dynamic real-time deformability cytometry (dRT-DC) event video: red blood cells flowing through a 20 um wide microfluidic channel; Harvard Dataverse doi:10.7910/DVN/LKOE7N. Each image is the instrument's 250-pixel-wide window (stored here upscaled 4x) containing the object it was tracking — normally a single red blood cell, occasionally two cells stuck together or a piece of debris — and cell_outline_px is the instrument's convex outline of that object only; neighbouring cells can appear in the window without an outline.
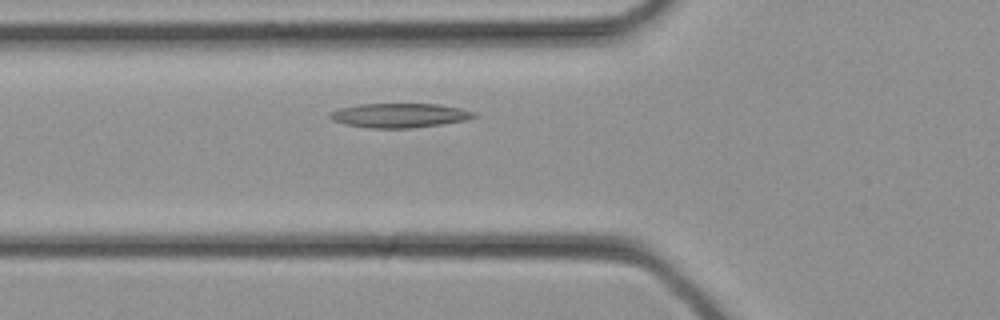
{"species": "common noctule bat (a hibernating species)", "species_latin": "Nyctalus noctula", "temperature_condition": "cold", "stored_images_in_passage": 27, "camera_frame_rate_fps": 3000, "um_per_image_px": 0.085, "animal": {"sex": "female", "body_mass_g": 21.9}, "frame": {"image": 1, "passage_image": 6, "time_ms": 1.667, "image_size_px": [1000, 320], "cell_outline_px": [[476, 116], [464, 120], [440, 124], [412, 128], [368, 128], [344, 124], [332, 120], [328, 116], [328, 112], [340, 108], [360, 104], [440, 104], [460, 108], [476, 112]], "centroid_in_image_um": [33.91, 9.81], "position_along_channel_um": 91.9, "area_um2": 20.4}}
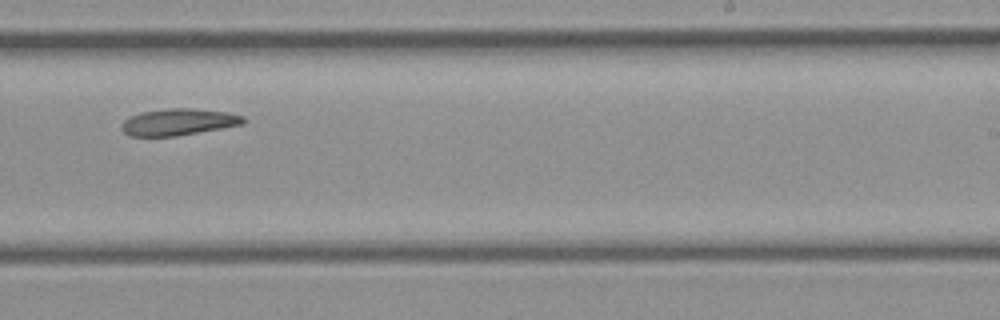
{"frame": {"image": 2, "passage_image": 15, "time_ms": 4.667, "image_size_px": [1000, 320], "cell_outline_px": [[248, 120], [244, 124], [176, 136], [128, 136], [120, 128], [120, 124], [124, 120], [140, 112], [168, 108], [192, 108], [228, 112], [244, 116]], "centroid_in_image_um": [15.18, 10.36], "position_along_channel_um": 273.8, "area_um2": 19.07}}
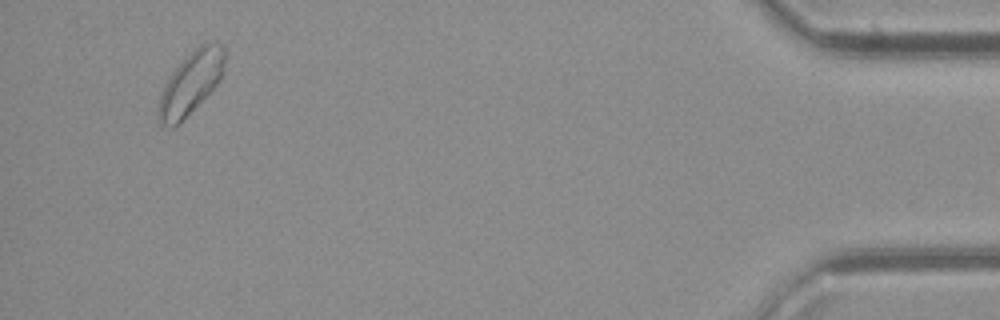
{"frame": {"image": 3, "passage_image": 26, "time_ms": 8.333, "image_size_px": [1000, 320], "cell_outline_px": [[224, 72], [220, 80], [180, 124], [172, 128], [168, 128], [160, 124], [156, 116], [156, 108], [160, 96], [172, 72], [188, 52], [204, 40], [216, 40], [224, 44]], "centroid_in_image_um": [16.22, 7.02], "position_along_channel_um": 419.0, "area_um2": 24.8}}